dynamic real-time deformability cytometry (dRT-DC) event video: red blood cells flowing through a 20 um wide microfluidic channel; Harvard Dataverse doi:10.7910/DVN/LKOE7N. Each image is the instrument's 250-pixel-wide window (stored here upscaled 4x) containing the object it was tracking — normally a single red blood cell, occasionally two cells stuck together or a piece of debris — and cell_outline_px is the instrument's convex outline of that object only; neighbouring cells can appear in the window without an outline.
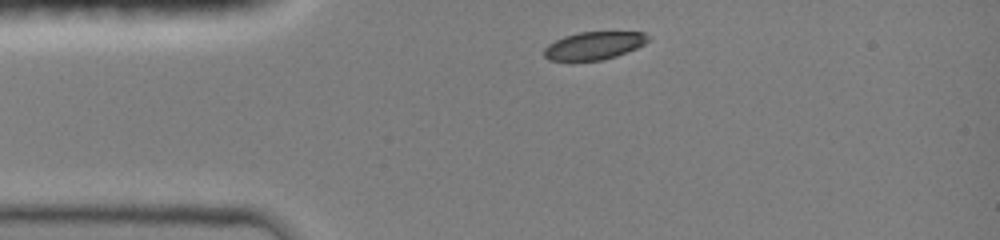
{"species": "common noctule bat (a hibernating species)", "species_latin": "Nyctalus noctula", "temperature_condition": "room temperature", "stored_images_in_passage": 16, "camera_frame_rate_fps": 3000, "um_per_image_px": 0.085, "animal": {"sex": "female", "body_mass_g": 19.0, "forearm_length_mm": 51.5}, "frame": {"image": 1, "passage_image": 1, "time_ms": 0.0, "image_size_px": [1000, 240], "cell_outline_px": [[648, 40], [644, 44], [636, 48], [616, 56], [600, 60], [548, 60], [544, 56], [544, 48], [548, 44], [564, 36], [580, 32], [644, 32], [648, 36]], "centroid_in_image_um": [50.47, 3.87], "position_along_channel_um": 34.5, "area_um2": 16.65}}
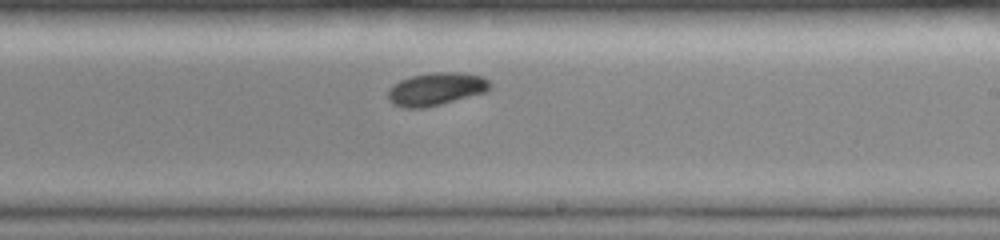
{"frame": {"image": 2, "passage_image": 10, "time_ms": 6.0, "image_size_px": [1000, 240], "cell_outline_px": [[492, 84], [488, 92], [424, 108], [404, 108], [392, 104], [388, 100], [388, 88], [392, 84], [400, 80], [412, 76], [432, 72], [460, 72], [484, 76]], "centroid_in_image_um": [37.07, 7.56], "position_along_channel_um": 251.9, "area_um2": 19.83}}
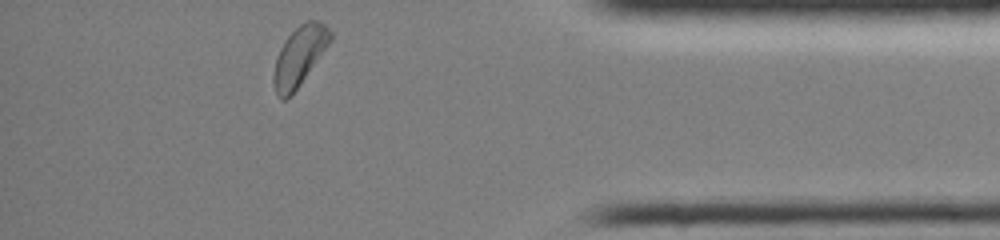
{"frame": {"image": 3, "passage_image": 16, "time_ms": 10.333, "image_size_px": [1000, 240], "cell_outline_px": [[332, 40], [296, 88], [284, 100], [280, 100], [276, 96], [272, 84], [272, 76], [276, 60], [280, 48], [284, 40], [300, 24], [308, 20], [320, 20], [332, 32]], "centroid_in_image_um": [25.43, 4.75], "position_along_channel_um": 409.8, "area_um2": 19.36}, "authors_computed_cell_mechanics": {"area_um2": 19.363, "velocity_mm_per_s": 4.1039, "shape_relaxation_time_tau1_ms": 2.0197, "shape_relaxation_time_tau2_ms": null, "deformation_change_tau1": 0.0843, "deformation_change_tau2": null}}